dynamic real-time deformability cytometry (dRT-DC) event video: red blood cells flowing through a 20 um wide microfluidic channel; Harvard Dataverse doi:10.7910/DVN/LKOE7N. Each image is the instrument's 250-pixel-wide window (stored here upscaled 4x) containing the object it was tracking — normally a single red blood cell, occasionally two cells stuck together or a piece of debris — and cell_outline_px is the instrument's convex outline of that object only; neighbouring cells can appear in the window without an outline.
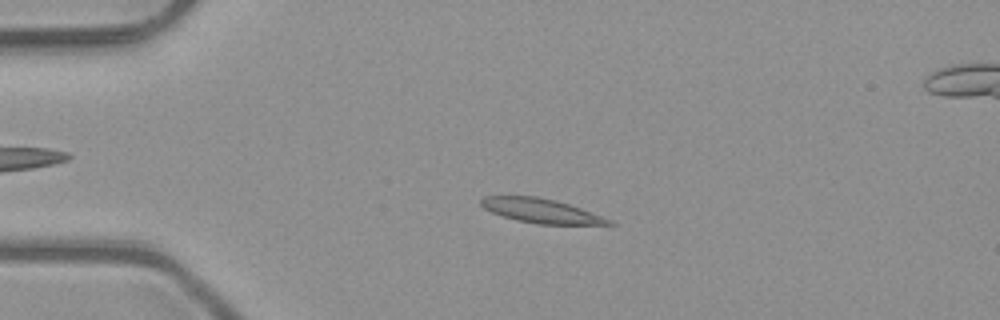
{"species": "common noctule bat (a hibernating species)", "species_latin": "Nyctalus noctula", "temperature_condition": "room temperature", "stored_images_in_passage": 5, "camera_frame_rate_fps": 3000, "um_per_image_px": 0.085, "animal": {"sex": "male", "body_mass_g": 23.1, "forearm_length_mm": 52.7}, "frame": {"image": 1, "passage_image": 4, "time_ms": 1.0, "image_size_px": [1000, 320], "cell_outline_px": [[616, 224], [536, 224], [516, 220], [492, 212], [484, 208], [480, 204], [480, 200], [484, 196], [536, 196], [556, 200], [580, 208], [612, 220]], "centroid_in_image_um": [45.96, 17.91], "position_along_channel_um": 39.0, "area_um2": 17.86}}